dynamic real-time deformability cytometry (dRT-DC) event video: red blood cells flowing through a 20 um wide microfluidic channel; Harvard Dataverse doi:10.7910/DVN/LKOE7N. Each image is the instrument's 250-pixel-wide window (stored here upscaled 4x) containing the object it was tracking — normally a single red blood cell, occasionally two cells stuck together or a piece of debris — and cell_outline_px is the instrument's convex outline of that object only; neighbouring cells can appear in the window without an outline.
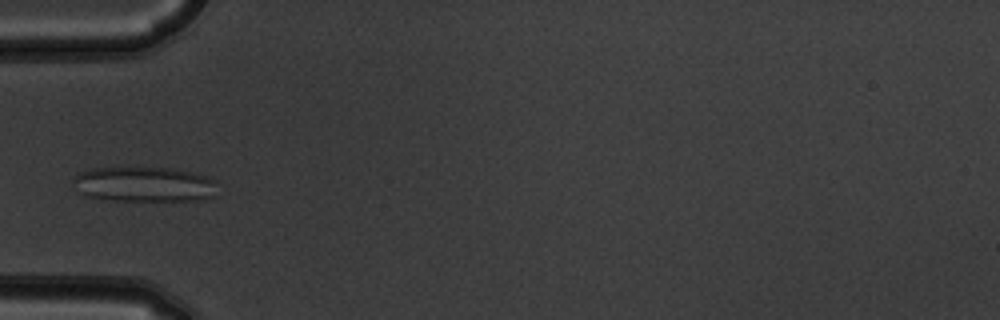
{"species": "common noctule bat (a hibernating species)", "species_latin": "Nyctalus noctula", "temperature_condition": "warm", "stored_images_in_passage": 6, "camera_frame_rate_fps": 3000, "um_per_image_px": 0.085, "animal": {"sex": "male", "body_mass_g": 19.5, "forearm_length_mm": 54.6}, "frame": {"image": 1, "passage_image": 5, "time_ms": 1.333, "image_size_px": [1000, 320], "cell_outline_px": [[216, 196], [208, 200], [112, 200], [88, 196], [80, 192], [72, 184], [72, 176], [76, 172], [92, 168], [120, 164], [136, 164], [172, 168], [196, 172], [212, 176], [216, 180]], "centroid_in_image_um": [12.26, 15.59], "position_along_channel_um": 72.7, "area_um2": 31.44}}
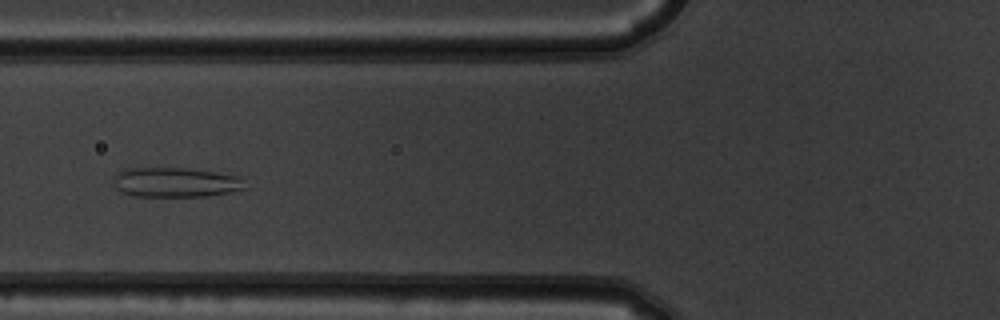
{"frame": {"image": 2, "passage_image": 6, "time_ms": 1.667, "image_size_px": [1000, 320], "cell_outline_px": [[244, 188], [228, 192], [208, 196], [132, 196], [120, 192], [116, 188], [116, 176], [124, 168], [184, 168], [240, 176]], "centroid_in_image_um": [14.89, 15.5], "position_along_channel_um": 110.9, "area_um2": 22.31}}